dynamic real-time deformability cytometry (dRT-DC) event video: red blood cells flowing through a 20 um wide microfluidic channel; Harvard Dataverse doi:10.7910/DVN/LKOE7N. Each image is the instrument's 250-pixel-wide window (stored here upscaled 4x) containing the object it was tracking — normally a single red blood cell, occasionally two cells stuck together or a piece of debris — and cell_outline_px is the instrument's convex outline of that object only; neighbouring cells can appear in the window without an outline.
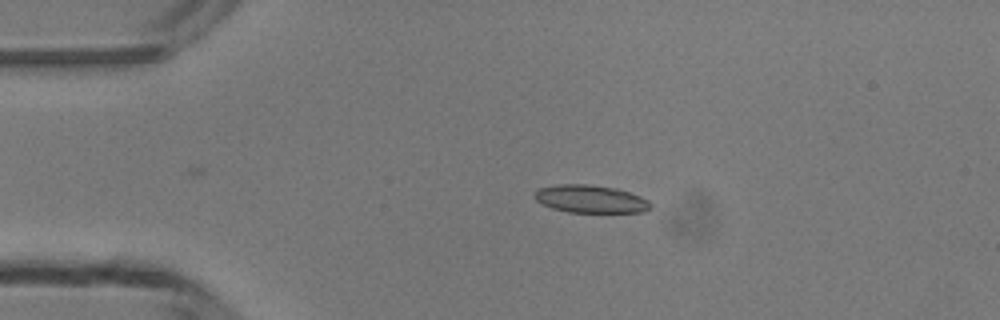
{"species": "common noctule bat (a hibernating species)", "species_latin": "Nyctalus noctula", "temperature_condition": "room temperature", "stored_images_in_passage": 33, "camera_frame_rate_fps": 3000, "um_per_image_px": 0.085, "animal": {"sex": "male", "body_mass_g": 13.3}, "frame": {"image": 1, "passage_image": 1, "time_ms": 0.0, "image_size_px": [1000, 320], "cell_outline_px": [[652, 208], [644, 212], [568, 212], [552, 208], [536, 200], [536, 192], [540, 188], [560, 184], [588, 184], [616, 188], [640, 196], [648, 200], [652, 204]], "centroid_in_image_um": [50.25, 16.92], "position_along_channel_um": 34.7, "area_um2": 18.61}}
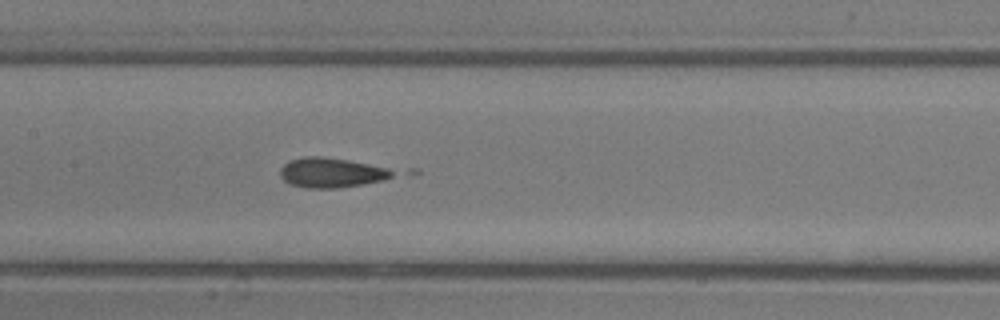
{"frame": {"image": 2, "passage_image": 14, "time_ms": 4.333, "image_size_px": [1000, 320], "cell_outline_px": [[400, 172], [384, 180], [364, 184], [336, 188], [304, 188], [288, 184], [280, 176], [280, 168], [288, 160], [304, 156], [320, 156], [348, 160], [388, 168]], "centroid_in_image_um": [28.15, 14.68], "position_along_channel_um": 179.2, "area_um2": 19.77}}
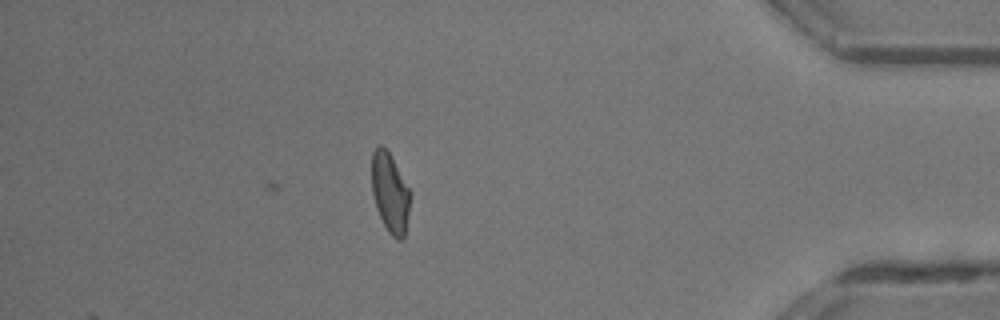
{"frame": {"image": 3, "passage_image": 33, "time_ms": 10.667, "image_size_px": [1000, 320], "cell_outline_px": [[412, 196], [404, 240], [396, 240], [388, 232], [376, 208], [372, 192], [372, 152], [380, 144], [388, 152], [412, 192]], "centroid_in_image_um": [33.19, 16.44], "position_along_channel_um": 402.0, "area_um2": 18.03}}